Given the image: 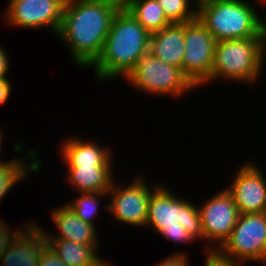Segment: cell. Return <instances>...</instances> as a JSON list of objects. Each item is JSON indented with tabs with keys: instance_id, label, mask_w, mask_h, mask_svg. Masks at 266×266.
<instances>
[{
	"instance_id": "1",
	"label": "cell",
	"mask_w": 266,
	"mask_h": 266,
	"mask_svg": "<svg viewBox=\"0 0 266 266\" xmlns=\"http://www.w3.org/2000/svg\"><path fill=\"white\" fill-rule=\"evenodd\" d=\"M121 7L114 0H66L57 36L68 46L76 66L90 68L98 59Z\"/></svg>"
},
{
	"instance_id": "2",
	"label": "cell",
	"mask_w": 266,
	"mask_h": 266,
	"mask_svg": "<svg viewBox=\"0 0 266 266\" xmlns=\"http://www.w3.org/2000/svg\"><path fill=\"white\" fill-rule=\"evenodd\" d=\"M151 34L122 6L114 15L102 52L90 66L97 80L126 76L149 49Z\"/></svg>"
},
{
	"instance_id": "3",
	"label": "cell",
	"mask_w": 266,
	"mask_h": 266,
	"mask_svg": "<svg viewBox=\"0 0 266 266\" xmlns=\"http://www.w3.org/2000/svg\"><path fill=\"white\" fill-rule=\"evenodd\" d=\"M199 206L175 196L165 185L158 184L151 192L146 226L176 243L204 240Z\"/></svg>"
},
{
	"instance_id": "4",
	"label": "cell",
	"mask_w": 266,
	"mask_h": 266,
	"mask_svg": "<svg viewBox=\"0 0 266 266\" xmlns=\"http://www.w3.org/2000/svg\"><path fill=\"white\" fill-rule=\"evenodd\" d=\"M197 18L217 42L265 38L264 22L250 0H207Z\"/></svg>"
},
{
	"instance_id": "5",
	"label": "cell",
	"mask_w": 266,
	"mask_h": 266,
	"mask_svg": "<svg viewBox=\"0 0 266 266\" xmlns=\"http://www.w3.org/2000/svg\"><path fill=\"white\" fill-rule=\"evenodd\" d=\"M264 57L266 59L265 38H244L218 41L210 79H226L241 83H256L260 78Z\"/></svg>"
},
{
	"instance_id": "6",
	"label": "cell",
	"mask_w": 266,
	"mask_h": 266,
	"mask_svg": "<svg viewBox=\"0 0 266 266\" xmlns=\"http://www.w3.org/2000/svg\"><path fill=\"white\" fill-rule=\"evenodd\" d=\"M125 79L135 89L158 96L179 98L187 91L196 89L182 69L155 58L149 52L138 60Z\"/></svg>"
},
{
	"instance_id": "7",
	"label": "cell",
	"mask_w": 266,
	"mask_h": 266,
	"mask_svg": "<svg viewBox=\"0 0 266 266\" xmlns=\"http://www.w3.org/2000/svg\"><path fill=\"white\" fill-rule=\"evenodd\" d=\"M233 262H266V212L239 214L231 235L216 250Z\"/></svg>"
},
{
	"instance_id": "8",
	"label": "cell",
	"mask_w": 266,
	"mask_h": 266,
	"mask_svg": "<svg viewBox=\"0 0 266 266\" xmlns=\"http://www.w3.org/2000/svg\"><path fill=\"white\" fill-rule=\"evenodd\" d=\"M216 43L198 18L185 22L182 72L196 88L210 79Z\"/></svg>"
},
{
	"instance_id": "9",
	"label": "cell",
	"mask_w": 266,
	"mask_h": 266,
	"mask_svg": "<svg viewBox=\"0 0 266 266\" xmlns=\"http://www.w3.org/2000/svg\"><path fill=\"white\" fill-rule=\"evenodd\" d=\"M144 177L139 174L128 186L118 185L112 182L108 193L111 200L105 204L113 214V217L122 224L143 227L146 226L147 210L151 198V192L158 183L151 189L147 183H144Z\"/></svg>"
},
{
	"instance_id": "10",
	"label": "cell",
	"mask_w": 266,
	"mask_h": 266,
	"mask_svg": "<svg viewBox=\"0 0 266 266\" xmlns=\"http://www.w3.org/2000/svg\"><path fill=\"white\" fill-rule=\"evenodd\" d=\"M204 240L217 242L207 251H216L229 238L236 225L239 211L232 195L224 188L199 207Z\"/></svg>"
},
{
	"instance_id": "11",
	"label": "cell",
	"mask_w": 266,
	"mask_h": 266,
	"mask_svg": "<svg viewBox=\"0 0 266 266\" xmlns=\"http://www.w3.org/2000/svg\"><path fill=\"white\" fill-rule=\"evenodd\" d=\"M66 0H10L4 21L18 28H49L56 33L60 28Z\"/></svg>"
},
{
	"instance_id": "12",
	"label": "cell",
	"mask_w": 266,
	"mask_h": 266,
	"mask_svg": "<svg viewBox=\"0 0 266 266\" xmlns=\"http://www.w3.org/2000/svg\"><path fill=\"white\" fill-rule=\"evenodd\" d=\"M239 168L231 186L225 187L232 195L239 214L266 212V178L262 169L253 162H246Z\"/></svg>"
},
{
	"instance_id": "13",
	"label": "cell",
	"mask_w": 266,
	"mask_h": 266,
	"mask_svg": "<svg viewBox=\"0 0 266 266\" xmlns=\"http://www.w3.org/2000/svg\"><path fill=\"white\" fill-rule=\"evenodd\" d=\"M3 253L1 266H39L40 253L47 245L45 231L36 223H26ZM2 260V261H1Z\"/></svg>"
},
{
	"instance_id": "14",
	"label": "cell",
	"mask_w": 266,
	"mask_h": 266,
	"mask_svg": "<svg viewBox=\"0 0 266 266\" xmlns=\"http://www.w3.org/2000/svg\"><path fill=\"white\" fill-rule=\"evenodd\" d=\"M51 216L60 234L54 237L51 234L48 235L49 232L46 231V239H63L82 245H99L100 238L96 233L98 232L96 226L82 221L68 205L54 208Z\"/></svg>"
},
{
	"instance_id": "15",
	"label": "cell",
	"mask_w": 266,
	"mask_h": 266,
	"mask_svg": "<svg viewBox=\"0 0 266 266\" xmlns=\"http://www.w3.org/2000/svg\"><path fill=\"white\" fill-rule=\"evenodd\" d=\"M184 40L185 23H171L151 34L148 52L155 58L182 69Z\"/></svg>"
},
{
	"instance_id": "16",
	"label": "cell",
	"mask_w": 266,
	"mask_h": 266,
	"mask_svg": "<svg viewBox=\"0 0 266 266\" xmlns=\"http://www.w3.org/2000/svg\"><path fill=\"white\" fill-rule=\"evenodd\" d=\"M63 160L67 167L112 166L111 151L108 147L99 146L96 141H83L69 138L60 145Z\"/></svg>"
},
{
	"instance_id": "17",
	"label": "cell",
	"mask_w": 266,
	"mask_h": 266,
	"mask_svg": "<svg viewBox=\"0 0 266 266\" xmlns=\"http://www.w3.org/2000/svg\"><path fill=\"white\" fill-rule=\"evenodd\" d=\"M67 183L79 193H108L113 177V166L68 167Z\"/></svg>"
},
{
	"instance_id": "18",
	"label": "cell",
	"mask_w": 266,
	"mask_h": 266,
	"mask_svg": "<svg viewBox=\"0 0 266 266\" xmlns=\"http://www.w3.org/2000/svg\"><path fill=\"white\" fill-rule=\"evenodd\" d=\"M46 244L67 266H96L102 261L97 255L99 245H82L63 239H46Z\"/></svg>"
},
{
	"instance_id": "19",
	"label": "cell",
	"mask_w": 266,
	"mask_h": 266,
	"mask_svg": "<svg viewBox=\"0 0 266 266\" xmlns=\"http://www.w3.org/2000/svg\"><path fill=\"white\" fill-rule=\"evenodd\" d=\"M37 150H28V157L32 159L30 163H25L21 158H15L14 160H6L3 161L0 159V201H2L7 196L8 191L12 190V187L15 186L16 183L23 181L27 176H29V172H35V174L39 173L41 170V164L38 157ZM30 164V165H28ZM14 185V186H13Z\"/></svg>"
},
{
	"instance_id": "20",
	"label": "cell",
	"mask_w": 266,
	"mask_h": 266,
	"mask_svg": "<svg viewBox=\"0 0 266 266\" xmlns=\"http://www.w3.org/2000/svg\"><path fill=\"white\" fill-rule=\"evenodd\" d=\"M122 6L150 34L159 32L172 23L157 0H126Z\"/></svg>"
},
{
	"instance_id": "21",
	"label": "cell",
	"mask_w": 266,
	"mask_h": 266,
	"mask_svg": "<svg viewBox=\"0 0 266 266\" xmlns=\"http://www.w3.org/2000/svg\"><path fill=\"white\" fill-rule=\"evenodd\" d=\"M80 197L73 199L72 202L70 200L69 203H65L68 205L72 211L84 222L95 225L94 219L98 214L99 202L98 197H103L108 195V193H80Z\"/></svg>"
},
{
	"instance_id": "22",
	"label": "cell",
	"mask_w": 266,
	"mask_h": 266,
	"mask_svg": "<svg viewBox=\"0 0 266 266\" xmlns=\"http://www.w3.org/2000/svg\"><path fill=\"white\" fill-rule=\"evenodd\" d=\"M163 8L166 17L172 23H185L197 18V9H190V2L187 0H157Z\"/></svg>"
},
{
	"instance_id": "23",
	"label": "cell",
	"mask_w": 266,
	"mask_h": 266,
	"mask_svg": "<svg viewBox=\"0 0 266 266\" xmlns=\"http://www.w3.org/2000/svg\"><path fill=\"white\" fill-rule=\"evenodd\" d=\"M17 229L15 230L13 229L11 231L9 225L5 221L0 220V259L3 253L5 252L7 246L9 245V243L22 230L20 228Z\"/></svg>"
},
{
	"instance_id": "24",
	"label": "cell",
	"mask_w": 266,
	"mask_h": 266,
	"mask_svg": "<svg viewBox=\"0 0 266 266\" xmlns=\"http://www.w3.org/2000/svg\"><path fill=\"white\" fill-rule=\"evenodd\" d=\"M39 266H67L59 256L46 245L40 253Z\"/></svg>"
},
{
	"instance_id": "25",
	"label": "cell",
	"mask_w": 266,
	"mask_h": 266,
	"mask_svg": "<svg viewBox=\"0 0 266 266\" xmlns=\"http://www.w3.org/2000/svg\"><path fill=\"white\" fill-rule=\"evenodd\" d=\"M204 266H243L241 263L233 262L222 257L217 251H207Z\"/></svg>"
},
{
	"instance_id": "26",
	"label": "cell",
	"mask_w": 266,
	"mask_h": 266,
	"mask_svg": "<svg viewBox=\"0 0 266 266\" xmlns=\"http://www.w3.org/2000/svg\"><path fill=\"white\" fill-rule=\"evenodd\" d=\"M187 255L182 252H177L164 258L155 266H189V260H187Z\"/></svg>"
},
{
	"instance_id": "27",
	"label": "cell",
	"mask_w": 266,
	"mask_h": 266,
	"mask_svg": "<svg viewBox=\"0 0 266 266\" xmlns=\"http://www.w3.org/2000/svg\"><path fill=\"white\" fill-rule=\"evenodd\" d=\"M6 51L4 50L3 46H0V80L2 79H8L6 77L8 73V69L11 67L9 65V59Z\"/></svg>"
},
{
	"instance_id": "28",
	"label": "cell",
	"mask_w": 266,
	"mask_h": 266,
	"mask_svg": "<svg viewBox=\"0 0 266 266\" xmlns=\"http://www.w3.org/2000/svg\"><path fill=\"white\" fill-rule=\"evenodd\" d=\"M11 81L9 79L0 80V105H4L11 94Z\"/></svg>"
},
{
	"instance_id": "29",
	"label": "cell",
	"mask_w": 266,
	"mask_h": 266,
	"mask_svg": "<svg viewBox=\"0 0 266 266\" xmlns=\"http://www.w3.org/2000/svg\"><path fill=\"white\" fill-rule=\"evenodd\" d=\"M188 2H192V7L194 6L197 10L207 1V0H187Z\"/></svg>"
},
{
	"instance_id": "30",
	"label": "cell",
	"mask_w": 266,
	"mask_h": 266,
	"mask_svg": "<svg viewBox=\"0 0 266 266\" xmlns=\"http://www.w3.org/2000/svg\"><path fill=\"white\" fill-rule=\"evenodd\" d=\"M96 266H110V264H109V262H107V260H106V262H105V260L104 261L102 260Z\"/></svg>"
},
{
	"instance_id": "31",
	"label": "cell",
	"mask_w": 266,
	"mask_h": 266,
	"mask_svg": "<svg viewBox=\"0 0 266 266\" xmlns=\"http://www.w3.org/2000/svg\"><path fill=\"white\" fill-rule=\"evenodd\" d=\"M2 132H3V131L0 129V153H1V149H2V148H1V147H2L1 144H2V141H3V137H4V136H3L4 134H2Z\"/></svg>"
},
{
	"instance_id": "32",
	"label": "cell",
	"mask_w": 266,
	"mask_h": 266,
	"mask_svg": "<svg viewBox=\"0 0 266 266\" xmlns=\"http://www.w3.org/2000/svg\"><path fill=\"white\" fill-rule=\"evenodd\" d=\"M263 2L265 3L266 0L265 1L263 0ZM264 35H265V45H266V21L264 22Z\"/></svg>"
},
{
	"instance_id": "33",
	"label": "cell",
	"mask_w": 266,
	"mask_h": 266,
	"mask_svg": "<svg viewBox=\"0 0 266 266\" xmlns=\"http://www.w3.org/2000/svg\"><path fill=\"white\" fill-rule=\"evenodd\" d=\"M114 1H116V2L120 3L121 5H123L126 0H114Z\"/></svg>"
}]
</instances>
